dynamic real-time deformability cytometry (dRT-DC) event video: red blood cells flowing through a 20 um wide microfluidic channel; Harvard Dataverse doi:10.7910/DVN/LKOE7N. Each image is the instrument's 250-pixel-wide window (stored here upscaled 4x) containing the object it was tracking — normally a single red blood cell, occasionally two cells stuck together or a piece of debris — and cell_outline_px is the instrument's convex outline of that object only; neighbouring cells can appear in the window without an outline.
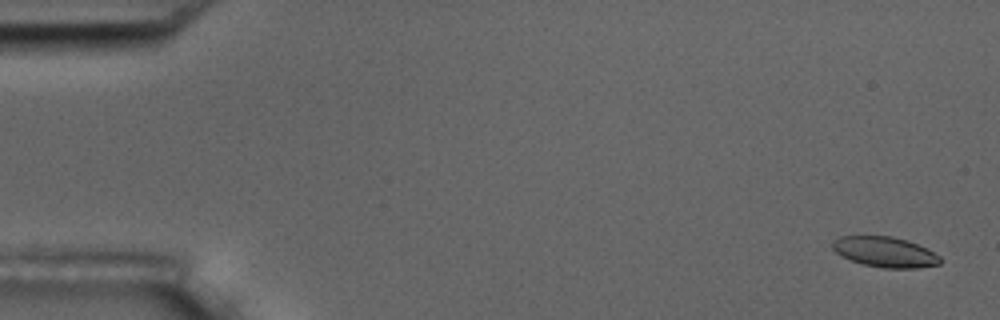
{"species": "common noctule bat (a hibernating species)", "species_latin": "Nyctalus noctula", "temperature_condition": "room temperature", "stored_images_in_passage": 5, "camera_frame_rate_fps": 3000, "um_per_image_px": 0.085, "animal": {"sex": "male", "body_mass_g": 17.5, "forearm_length_mm": 52.3}, "frame": {"image": 1, "passage_image": 1, "time_ms": 0.0, "image_size_px": [1000, 320], "cell_outline_px": [[940, 264], [916, 268], [884, 268], [864, 264], [852, 260], [836, 252], [832, 248], [832, 240], [840, 236], [892, 236], [908, 240], [940, 256]], "centroid_in_image_um": [75.2, 21.41], "position_along_channel_um": 9.8, "area_um2": 18.79}}
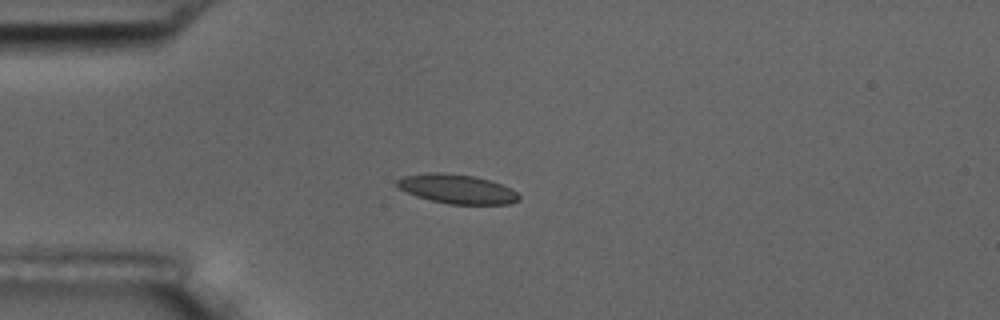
{"frame": {"image": 2, "passage_image": 4, "time_ms": 1.0, "image_size_px": [1000, 320], "cell_outline_px": [[520, 200], [508, 204], [448, 204], [416, 196], [400, 188], [396, 184], [396, 180], [404, 176], [428, 172], [444, 172], [472, 176], [488, 180], [512, 188], [520, 196]], "centroid_in_image_um": [38.85, 16.06], "position_along_channel_um": 46.1, "area_um2": 20.63}}
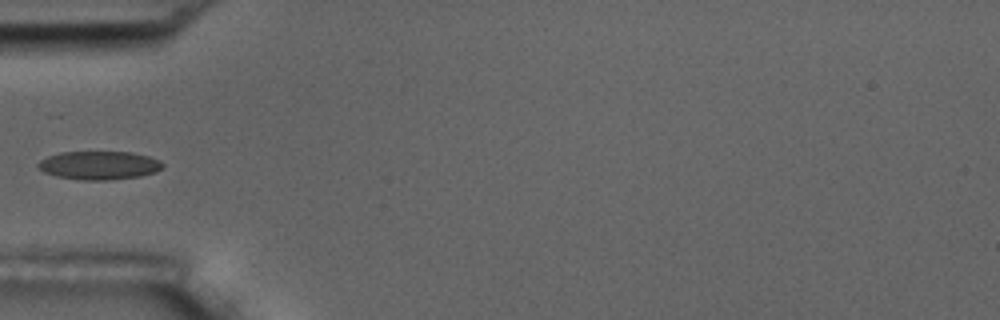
{"frame": {"image": 3, "passage_image": 5, "time_ms": 1.333, "image_size_px": [1000, 320], "cell_outline_px": [[164, 164], [156, 172], [140, 176], [108, 180], [80, 180], [56, 176], [44, 172], [36, 168], [36, 164], [40, 160], [48, 156], [60, 152], [132, 152], [148, 156], [160, 160]], "centroid_in_image_um": [8.39, 14.05], "position_along_channel_um": 76.6, "area_um2": 20.75}}